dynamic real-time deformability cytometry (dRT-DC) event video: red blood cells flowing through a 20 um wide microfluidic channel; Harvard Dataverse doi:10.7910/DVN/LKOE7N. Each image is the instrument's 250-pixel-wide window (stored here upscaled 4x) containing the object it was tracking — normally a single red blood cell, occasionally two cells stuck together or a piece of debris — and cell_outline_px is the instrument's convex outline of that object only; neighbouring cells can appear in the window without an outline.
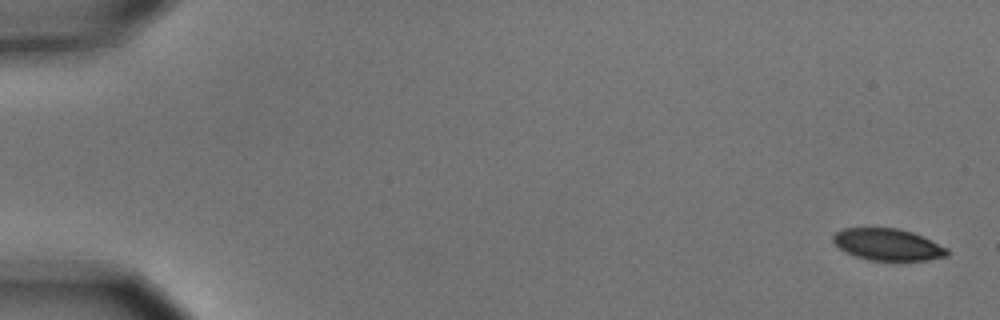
{"species": "common noctule bat (a hibernating species)", "species_latin": "Nyctalus noctula", "temperature_condition": "cold", "stored_images_in_passage": 9, "camera_frame_rate_fps": 3000, "um_per_image_px": 0.085, "animal": {"sex": "male", "body_mass_g": 15.6}, "frame": {"image": 1, "passage_image": 1, "time_ms": 0.0, "image_size_px": [1000, 320], "cell_outline_px": [[948, 256], [928, 260], [868, 260], [844, 252], [832, 240], [832, 236], [836, 232], [844, 228], [900, 228], [912, 232], [948, 248]], "centroid_in_image_um": [75.45, 20.78], "position_along_channel_um": 9.5, "area_um2": 21.04}}
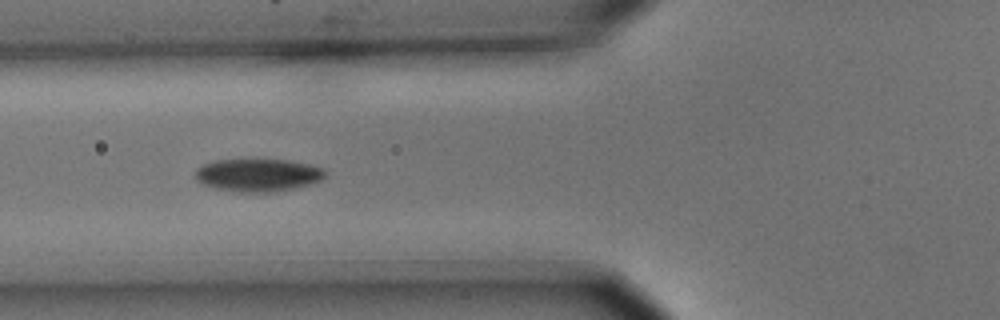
{"frame": {"image": 2, "passage_image": 6, "time_ms": 1.667, "image_size_px": [1000, 320], "cell_outline_px": [[328, 172], [320, 180], [308, 184], [276, 192], [240, 192], [212, 188], [200, 184], [196, 180], [196, 168], [212, 160], [288, 160], [308, 164], [324, 168]], "centroid_in_image_um": [21.89, 14.88], "position_along_channel_um": 103.9, "area_um2": 24.85}}
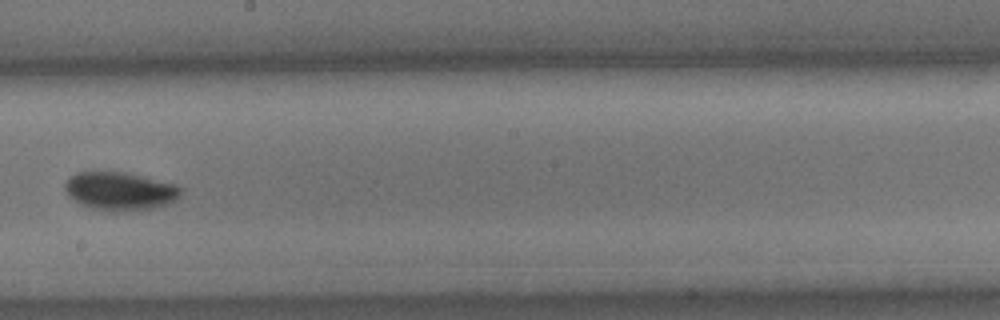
{"frame": {"image": 3, "passage_image": 9, "time_ms": 2.667, "image_size_px": [1000, 320], "cell_outline_px": [[180, 196], [176, 200], [168, 204], [152, 208], [128, 212], [112, 212], [92, 208], [80, 204], [64, 188], [64, 184], [76, 172], [120, 172], [140, 176], [176, 184], [180, 188]], "centroid_in_image_um": [10.22, 16.27], "position_along_channel_um": 238.0, "area_um2": 25.55}}